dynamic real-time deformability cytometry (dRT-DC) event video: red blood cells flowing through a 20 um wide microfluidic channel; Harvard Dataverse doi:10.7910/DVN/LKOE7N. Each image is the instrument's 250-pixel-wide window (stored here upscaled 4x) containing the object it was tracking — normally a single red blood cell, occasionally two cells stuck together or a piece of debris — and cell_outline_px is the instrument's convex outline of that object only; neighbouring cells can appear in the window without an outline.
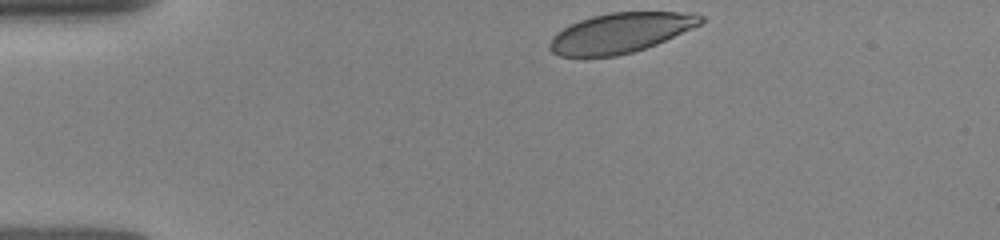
{"species": "human", "species_latin": "Homo sapiens", "temperature_condition": "room temperature", "stored_images_in_passage": 19, "camera_frame_rate_fps": 3000, "um_per_image_px": 0.085, "donor": {"sex": "female"}, "frame": {"image": 1, "passage_image": 1, "time_ms": 0.0, "image_size_px": [1000, 240], "cell_outline_px": [[704, 20], [700, 24], [692, 28], [656, 44], [632, 52], [616, 56], [560, 56], [552, 52], [548, 48], [548, 44], [552, 36], [564, 28], [580, 20], [592, 16], [612, 12], [696, 12], [704, 16]], "centroid_in_image_um": [52.75, 2.78], "position_along_channel_um": 32.2, "area_um2": 34.91}}
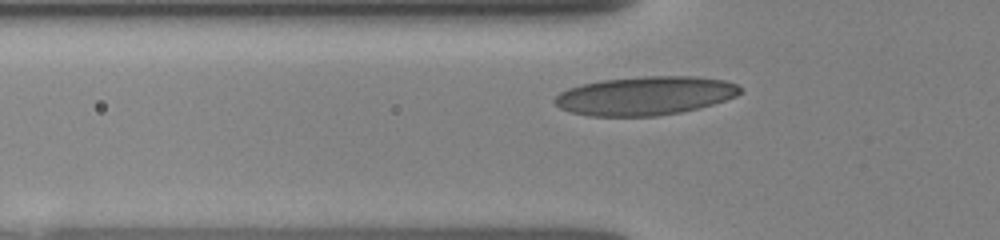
{"frame": {"image": 2, "passage_image": 12, "time_ms": 2.333, "image_size_px": [1000, 240], "cell_outline_px": [[740, 92], [736, 96], [700, 108], [680, 112], [656, 116], [588, 116], [572, 112], [560, 108], [552, 100], [560, 92], [568, 88], [580, 84], [600, 80], [644, 76], [696, 76], [724, 80], [736, 84], [740, 88]], "centroid_in_image_um": [54.8, 8.13], "position_along_channel_um": 71.0, "area_um2": 41.85}}
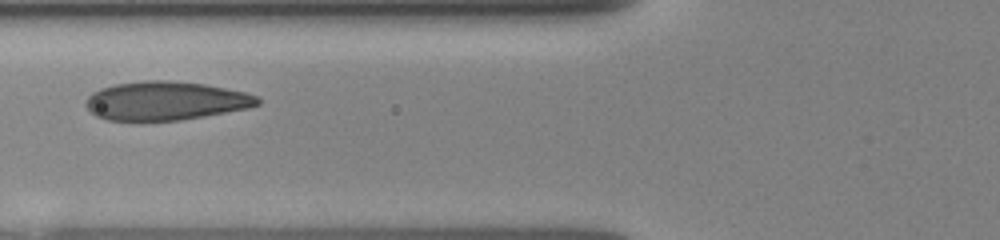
{"frame": {"image": 3, "passage_image": 17, "time_ms": 3.333, "image_size_px": [1000, 240], "cell_outline_px": [[260, 104], [248, 108], [204, 116], [180, 120], [140, 124], [108, 120], [96, 116], [84, 104], [84, 100], [92, 92], [100, 88], [116, 84], [144, 80], [168, 80], [204, 84], [244, 92], [256, 96], [260, 100]], "centroid_in_image_um": [13.99, 8.61], "position_along_channel_um": 111.8, "area_um2": 39.59}}